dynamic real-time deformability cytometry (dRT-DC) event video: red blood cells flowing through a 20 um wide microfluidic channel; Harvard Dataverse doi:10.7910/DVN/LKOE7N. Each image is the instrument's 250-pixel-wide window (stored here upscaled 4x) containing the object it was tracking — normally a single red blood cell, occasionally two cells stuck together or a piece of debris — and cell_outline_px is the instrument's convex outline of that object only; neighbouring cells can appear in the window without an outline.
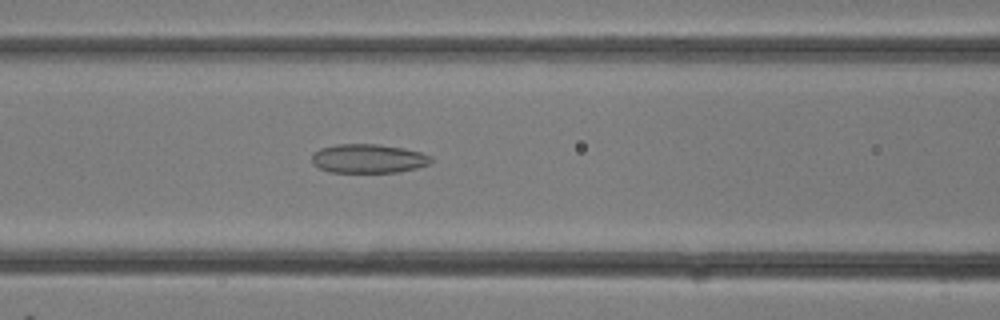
{"species": "common noctule bat (a hibernating species)", "species_latin": "Nyctalus noctula", "temperature_condition": "room temperature", "stored_images_in_passage": 24, "camera_frame_rate_fps": 3000, "um_per_image_px": 0.085, "animal": {"sex": "female"}, "frame": {"image": 1, "passage_image": 6, "time_ms": 1.667, "image_size_px": [1000, 320], "cell_outline_px": [[432, 160], [428, 164], [416, 168], [396, 172], [328, 172], [312, 164], [312, 156], [320, 148], [336, 144], [376, 144], [404, 148], [420, 152], [432, 156]], "centroid_in_image_um": [31.3, 13.48], "position_along_channel_um": 135.3, "area_um2": 20.06}}
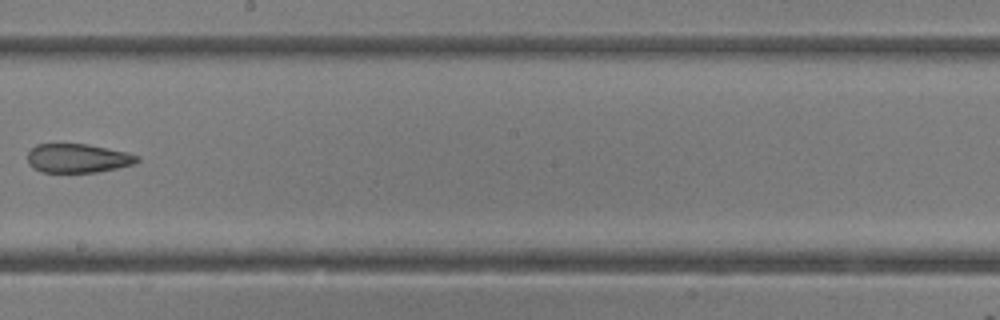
{"frame": {"image": 2, "passage_image": 11, "time_ms": 3.333, "image_size_px": [1000, 320], "cell_outline_px": [[140, 160], [132, 164], [116, 168], [96, 172], [40, 172], [32, 168], [28, 164], [28, 152], [36, 144], [88, 144], [128, 152], [140, 156]], "centroid_in_image_um": [6.6, 13.45], "position_along_channel_um": 241.6, "area_um2": 18.55}}
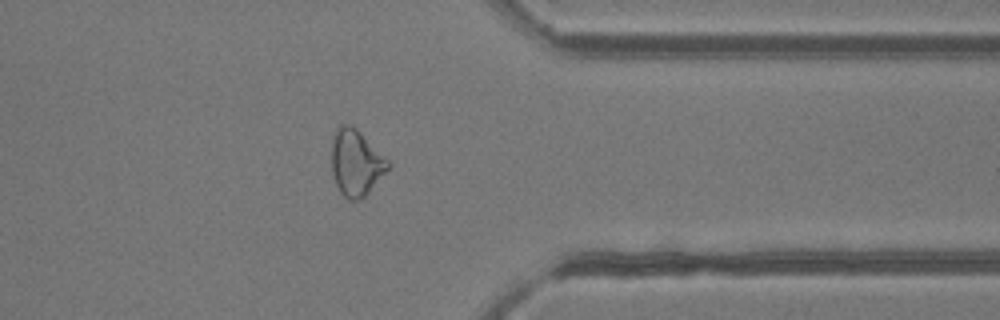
{"frame": {"image": 3, "passage_image": 18, "time_ms": 5.667, "image_size_px": [1000, 320], "cell_outline_px": [[392, 164], [368, 192], [360, 200], [348, 200], [340, 192], [336, 184], [332, 172], [332, 140], [336, 128], [340, 124], [348, 124], [356, 128], [392, 160]], "centroid_in_image_um": [30.29, 13.8], "position_along_channel_um": 381.1, "area_um2": 22.02}}